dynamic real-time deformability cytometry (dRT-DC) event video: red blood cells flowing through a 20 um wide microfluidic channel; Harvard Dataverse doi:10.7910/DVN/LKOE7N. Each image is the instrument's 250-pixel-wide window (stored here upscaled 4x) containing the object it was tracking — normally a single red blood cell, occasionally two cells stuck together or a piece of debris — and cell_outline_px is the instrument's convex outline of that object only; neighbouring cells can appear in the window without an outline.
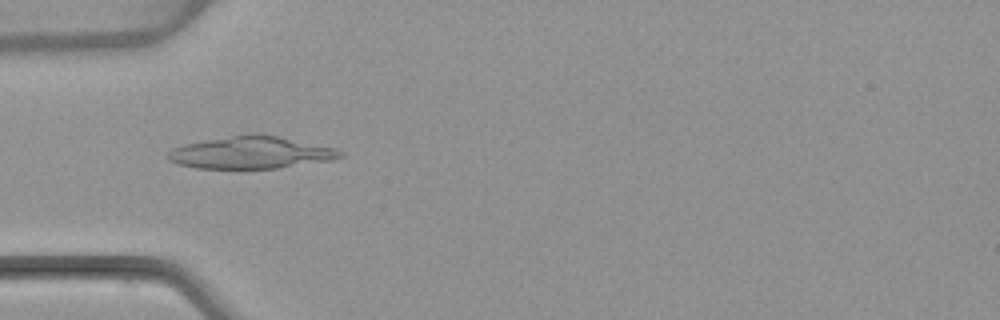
{"species": "common noctule bat (a hibernating species)", "species_latin": "Nyctalus noctula", "temperature_condition": "warm", "stored_images_in_passage": 2, "camera_frame_rate_fps": 3000, "um_per_image_px": 0.085, "animal": {"sex": "female", "body_mass_g": 22.7, "forearm_length_mm": 54.2}, "frame": {"image": 1, "passage_image": 2, "time_ms": 1.667, "image_size_px": [1000, 320], "cell_outline_px": [[344, 156], [332, 160], [276, 168], [196, 168], [176, 164], [168, 160], [168, 152], [172, 148], [184, 144], [232, 136], [276, 136], [336, 148], [344, 152]], "centroid_in_image_um": [21.34, 13.0], "position_along_channel_um": 63.7, "area_um2": 31.5}}